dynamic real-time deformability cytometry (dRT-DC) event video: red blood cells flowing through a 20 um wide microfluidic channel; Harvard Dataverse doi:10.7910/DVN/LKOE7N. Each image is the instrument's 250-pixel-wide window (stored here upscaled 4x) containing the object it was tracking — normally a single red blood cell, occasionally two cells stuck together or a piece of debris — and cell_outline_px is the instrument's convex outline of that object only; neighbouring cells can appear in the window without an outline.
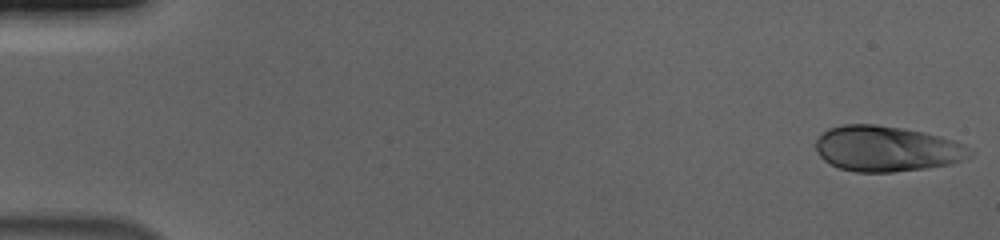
{"species": "human", "species_latin": "Homo sapiens", "temperature_condition": "cold", "stored_images_in_passage": 55, "camera_frame_rate_fps": 3000, "um_per_image_px": 0.085, "donor": {"sex": "male"}, "frame": {"image": 1, "passage_image": 1, "time_ms": 0.0, "image_size_px": [1000, 240], "cell_outline_px": [[972, 152], [964, 160], [952, 164], [924, 168], [892, 172], [856, 172], [840, 168], [824, 160], [820, 156], [816, 148], [816, 140], [828, 128], [844, 124], [876, 124], [904, 128], [924, 132], [956, 140], [972, 148]], "centroid_in_image_um": [75.4, 12.63], "position_along_channel_um": 9.6, "area_um2": 41.04}}
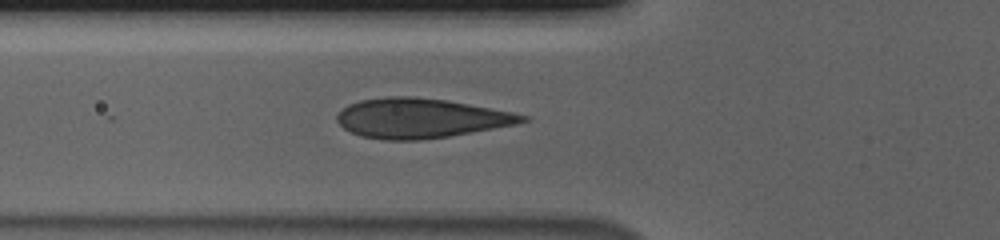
{"frame": {"image": 2, "passage_image": 20, "time_ms": 6.333, "image_size_px": [1000, 240], "cell_outline_px": [[532, 120], [516, 124], [448, 136], [420, 140], [384, 140], [360, 136], [344, 128], [336, 120], [336, 116], [348, 104], [360, 100], [388, 96], [412, 96], [448, 100], [512, 112], [532, 116]], "centroid_in_image_um": [35.77, 10.04], "position_along_channel_um": 90.0, "area_um2": 42.83}}
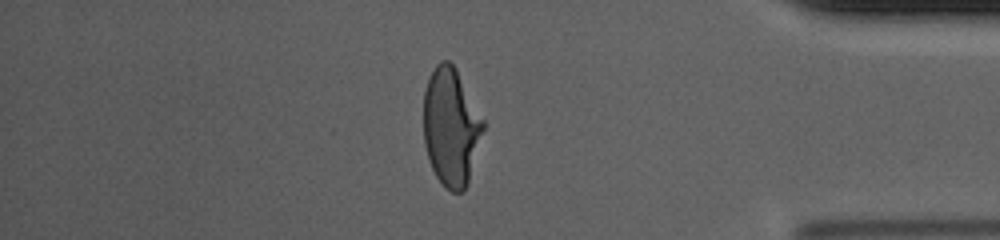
{"frame": {"image": 3, "passage_image": 47, "time_ms": 15.333, "image_size_px": [1000, 240], "cell_outline_px": [[484, 128], [468, 184], [464, 192], [452, 192], [444, 188], [436, 176], [428, 160], [424, 144], [424, 92], [428, 76], [436, 64], [440, 60], [448, 60], [456, 68], [484, 120]], "centroid_in_image_um": [38.32, 10.8], "position_along_channel_um": 396.9, "area_um2": 41.27}, "authors_computed_cell_mechanics": {"area_um2": 41.5582, "velocity_mm_per_s": 3.7125, "shape_relaxation_time_tau1_ms": 5.7986, "shape_relaxation_time_tau2_ms": null, "deformation_change_tau1": 0.2102, "deformation_change_tau2": null}}